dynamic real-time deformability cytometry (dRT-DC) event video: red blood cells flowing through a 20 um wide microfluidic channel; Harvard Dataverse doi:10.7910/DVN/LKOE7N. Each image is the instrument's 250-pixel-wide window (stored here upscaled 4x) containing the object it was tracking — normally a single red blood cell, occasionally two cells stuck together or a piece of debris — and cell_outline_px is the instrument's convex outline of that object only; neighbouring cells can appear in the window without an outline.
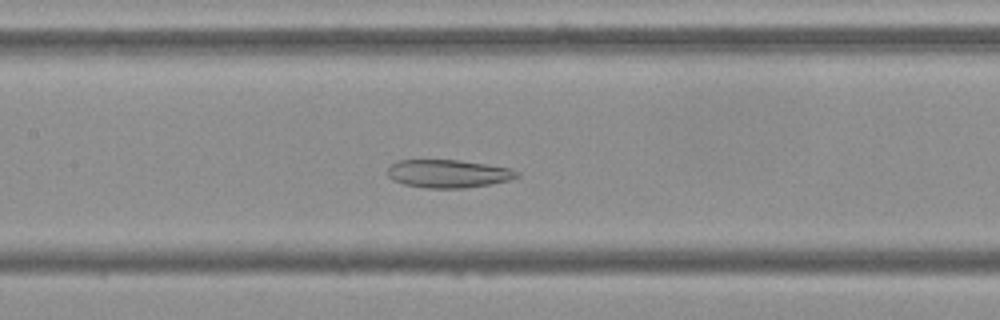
{"species": "Egyptian fruit bat (a non-hibernating species)", "species_latin": "Rousettus aegyptiacus", "temperature_condition": "cold", "stored_images_in_passage": 51, "camera_frame_rate_fps": 3000, "um_per_image_px": 0.085, "frame": {"image": 1, "passage_image": 22, "time_ms": 7.0, "image_size_px": [1000, 320], "cell_outline_px": [[520, 176], [508, 180], [492, 184], [464, 188], [428, 188], [404, 184], [392, 180], [388, 176], [388, 168], [392, 164], [400, 160], [460, 160], [488, 164], [512, 168], [520, 172]], "centroid_in_image_um": [38.15, 14.76], "position_along_channel_um": 169.3, "area_um2": 21.27}}
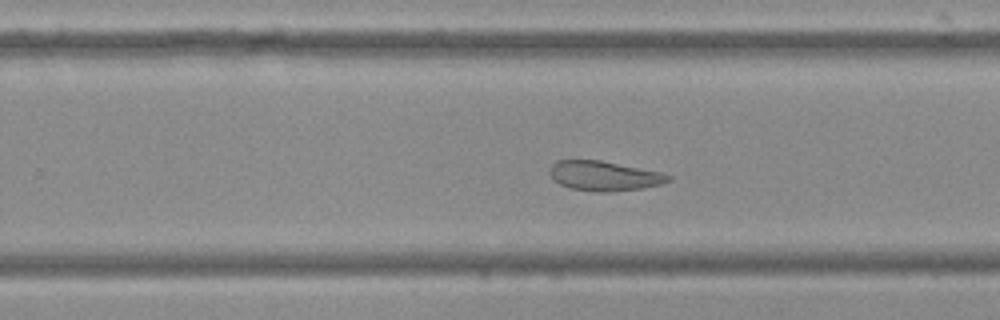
{"frame": {"image": 2, "passage_image": 31, "time_ms": 10.0, "image_size_px": [1000, 320], "cell_outline_px": [[672, 180], [660, 184], [640, 188], [612, 192], [596, 192], [572, 188], [560, 184], [548, 172], [552, 164], [556, 160], [600, 160], [664, 172], [672, 176]], "centroid_in_image_um": [51.39, 14.94], "position_along_channel_um": 278.4, "area_um2": 20.58}}
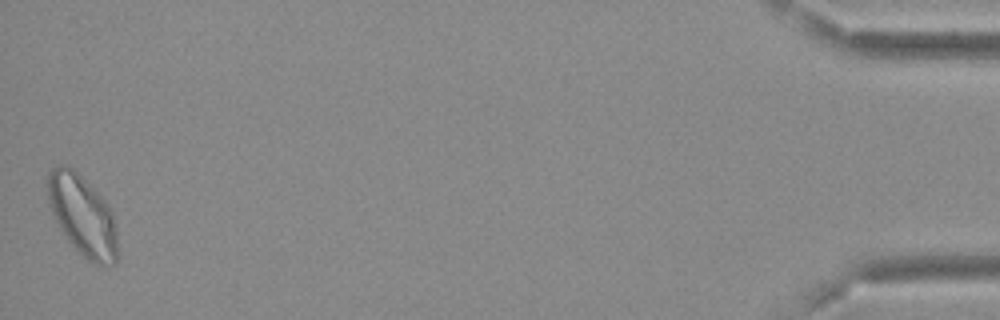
{"frame": {"image": 3, "passage_image": 51, "time_ms": 16.667, "image_size_px": [1000, 320], "cell_outline_px": [[116, 264], [92, 264], [68, 240], [60, 228], [48, 204], [48, 172], [52, 168], [60, 164], [64, 164], [72, 168], [108, 204], [112, 212], [116, 232]], "centroid_in_image_um": [7.0, 18.31], "position_along_channel_um": 428.2, "area_um2": 32.08}, "authors_computed_cell_mechanics": {"area_um2": 26.2412, "velocity_mm_per_s": 3.6455, "shape_relaxation_time_tau1_ms": null, "shape_relaxation_time_tau2_ms": 4.4267, "deformation_change_tau1": null, "deformation_change_tau2": 0.098}}